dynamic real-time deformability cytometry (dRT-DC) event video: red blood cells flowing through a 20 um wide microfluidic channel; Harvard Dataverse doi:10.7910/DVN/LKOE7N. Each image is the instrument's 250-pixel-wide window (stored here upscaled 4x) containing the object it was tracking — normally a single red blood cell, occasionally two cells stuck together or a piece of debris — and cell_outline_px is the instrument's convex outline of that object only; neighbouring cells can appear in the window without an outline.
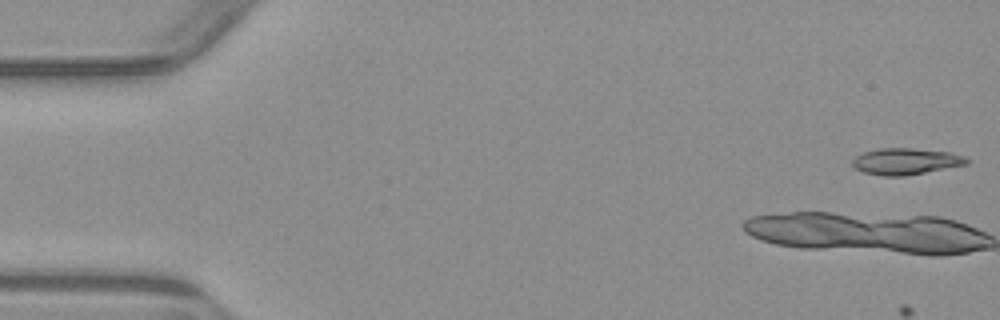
{"species": "common noctule bat (a hibernating species)", "species_latin": "Nyctalus noctula", "temperature_condition": "warm", "stored_images_in_passage": 5, "camera_frame_rate_fps": 3000, "um_per_image_px": 0.085, "animal": {"sex": "male", "body_mass_g": 23.1, "forearm_length_mm": 52.7}, "frame": {"image": 1, "passage_image": 1, "time_ms": 0.0, "image_size_px": [1000, 320], "cell_outline_px": [[968, 164], [904, 176], [884, 176], [864, 172], [856, 168], [852, 164], [852, 160], [856, 156], [864, 152], [880, 148], [912, 148], [948, 152], [964, 156], [968, 160]], "centroid_in_image_um": [76.98, 13.71], "position_along_channel_um": 8.0, "area_um2": 17.4}}